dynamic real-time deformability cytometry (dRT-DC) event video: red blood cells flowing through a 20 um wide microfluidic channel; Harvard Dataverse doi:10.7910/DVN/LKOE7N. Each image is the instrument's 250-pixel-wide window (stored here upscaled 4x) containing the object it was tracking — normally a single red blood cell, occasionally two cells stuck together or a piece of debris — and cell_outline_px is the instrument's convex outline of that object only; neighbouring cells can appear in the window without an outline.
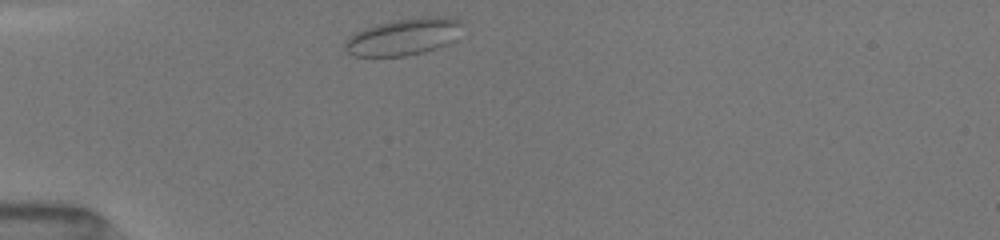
{"species": "common noctule bat (a hibernating species)", "species_latin": "Nyctalus noctula", "temperature_condition": "room temperature", "stored_images_in_passage": 37, "camera_frame_rate_fps": 3000, "um_per_image_px": 0.085, "animal": {"sex": "female", "body_mass_g": 19.5, "forearm_length_mm": 54.1}, "frame": {"image": 1, "passage_image": 1, "time_ms": 0.0, "image_size_px": [1000, 240], "cell_outline_px": [[460, 24], [456, 40], [448, 44], [424, 52], [404, 56], [352, 56], [344, 48], [344, 44], [356, 32], [364, 28], [376, 24], [396, 20], [420, 16], [440, 16], [460, 20]], "centroid_in_image_um": [34.31, 3.13], "position_along_channel_um": 50.7, "area_um2": 25.03}}
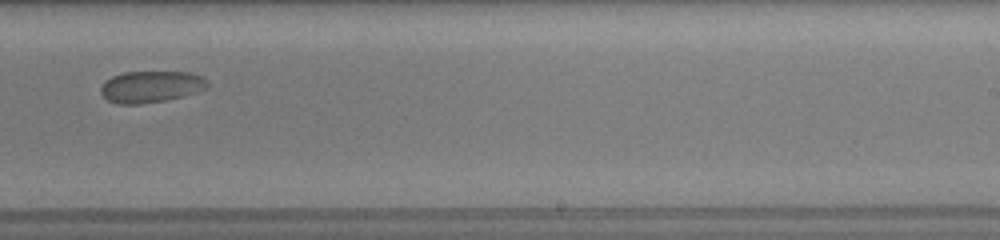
{"frame": {"image": 2, "passage_image": 20, "time_ms": 6.333, "image_size_px": [1000, 240], "cell_outline_px": [[208, 88], [196, 92], [164, 100], [140, 104], [116, 104], [108, 100], [100, 92], [100, 88], [104, 80], [112, 76], [124, 72], [188, 72], [200, 76], [208, 80]], "centroid_in_image_um": [12.8, 7.36], "position_along_channel_um": 276.2, "area_um2": 19.59}}
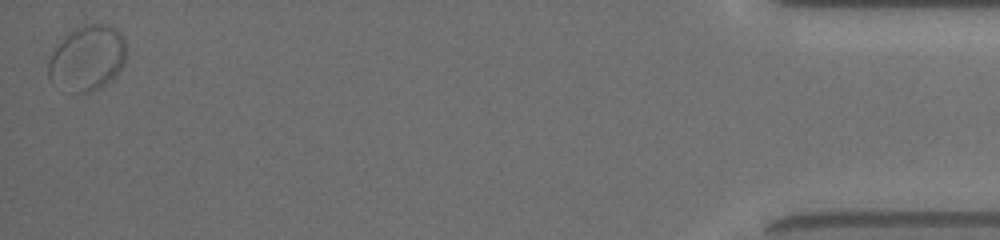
{"frame": {"image": 3, "passage_image": 37, "time_ms": 12.333, "image_size_px": [1000, 240], "cell_outline_px": [[128, 48], [124, 64], [100, 88], [88, 92], [72, 92], [48, 76], [48, 64], [52, 52], [76, 28], [84, 24], [112, 24], [124, 36]], "centroid_in_image_um": [7.5, 4.89], "position_along_channel_um": 427.7, "area_um2": 29.02}}